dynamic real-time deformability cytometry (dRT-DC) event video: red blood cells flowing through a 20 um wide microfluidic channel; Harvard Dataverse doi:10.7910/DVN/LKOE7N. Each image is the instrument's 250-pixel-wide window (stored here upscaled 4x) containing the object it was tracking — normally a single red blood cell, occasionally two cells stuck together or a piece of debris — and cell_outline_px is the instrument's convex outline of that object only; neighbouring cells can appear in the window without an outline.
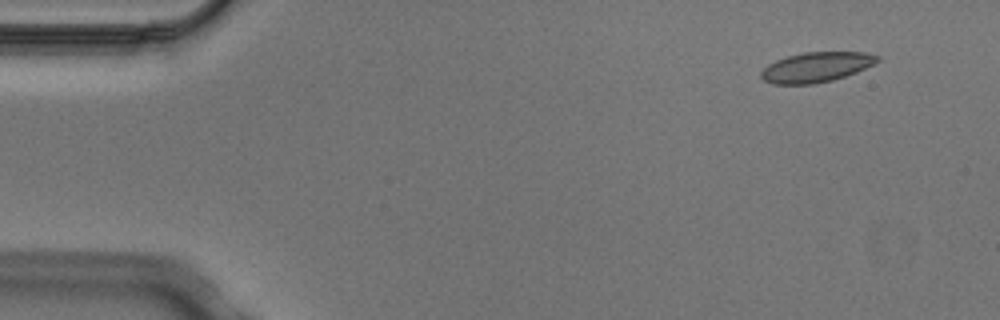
{"species": "Egyptian fruit bat (a non-hibernating species)", "species_latin": "Rousettus aegyptiacus", "temperature_condition": "cold", "stored_images_in_passage": 4, "camera_frame_rate_fps": 3000, "um_per_image_px": 0.085, "animal": {"sex": "male"}, "frame": {"image": 1, "passage_image": 1, "time_ms": 0.0, "image_size_px": [1000, 320], "cell_outline_px": [[880, 60], [856, 72], [832, 80], [812, 84], [772, 84], [764, 80], [760, 76], [760, 72], [768, 64], [776, 60], [788, 56], [804, 52], [864, 52], [880, 56]], "centroid_in_image_um": [69.36, 5.7], "position_along_channel_um": 15.6, "area_um2": 20.17}}
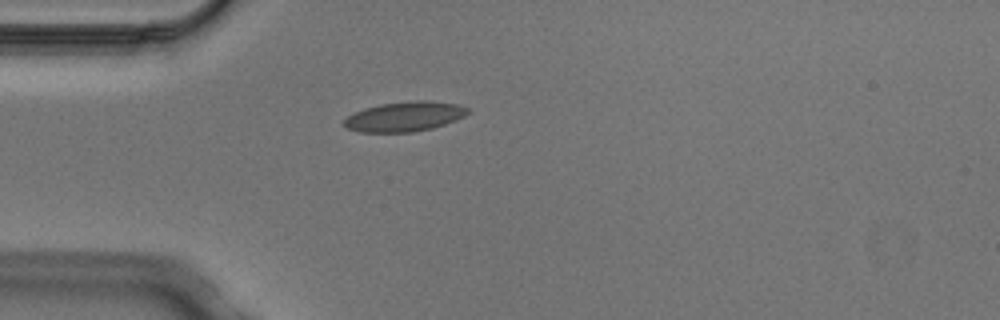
{"frame": {"image": 2, "passage_image": 4, "time_ms": 1.0, "image_size_px": [1000, 320], "cell_outline_px": [[468, 112], [464, 116], [456, 120], [432, 128], [412, 132], [360, 132], [348, 128], [344, 124], [344, 120], [348, 116], [364, 108], [380, 104], [416, 100], [424, 100], [460, 104], [468, 108]], "centroid_in_image_um": [34.41, 9.9], "position_along_channel_um": 50.6, "area_um2": 21.33}}